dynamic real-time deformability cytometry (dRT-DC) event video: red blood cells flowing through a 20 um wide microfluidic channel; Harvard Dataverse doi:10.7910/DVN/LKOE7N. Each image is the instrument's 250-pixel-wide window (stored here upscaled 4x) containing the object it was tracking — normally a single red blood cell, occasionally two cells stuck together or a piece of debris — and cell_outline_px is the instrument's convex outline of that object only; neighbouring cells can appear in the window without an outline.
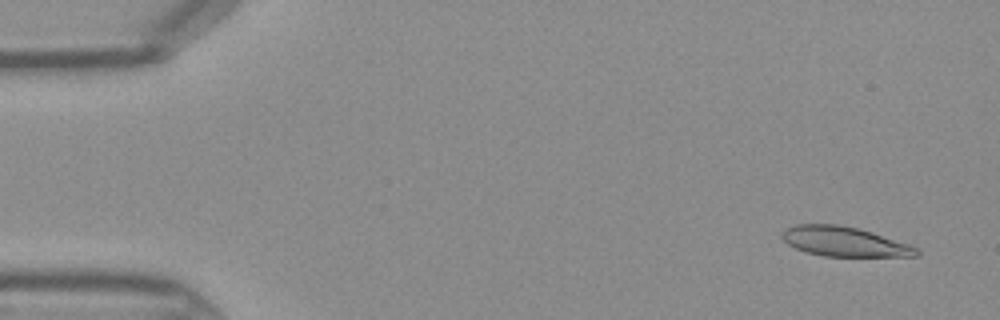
{"species": "Egyptian fruit bat (a non-hibernating species)", "species_latin": "Rousettus aegyptiacus", "temperature_condition": "warm", "stored_images_in_passage": 9, "camera_frame_rate_fps": 3000, "um_per_image_px": 0.085, "frame": {"image": 1, "passage_image": 3, "time_ms": 0.667, "image_size_px": [1000, 320], "cell_outline_px": [[920, 256], [824, 256], [804, 252], [788, 244], [780, 236], [788, 228], [796, 224], [836, 224], [856, 228], [872, 232], [920, 248]], "centroid_in_image_um": [71.79, 20.54], "position_along_channel_um": 13.2, "area_um2": 23.12}}